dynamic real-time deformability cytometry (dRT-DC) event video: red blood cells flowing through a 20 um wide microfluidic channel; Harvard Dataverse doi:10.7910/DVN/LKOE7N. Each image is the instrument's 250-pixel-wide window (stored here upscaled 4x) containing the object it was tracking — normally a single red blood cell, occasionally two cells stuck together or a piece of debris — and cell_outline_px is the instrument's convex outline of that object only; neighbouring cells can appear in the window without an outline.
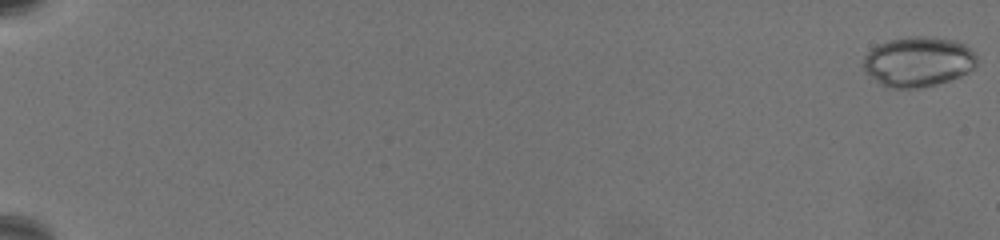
{"species": "common noctule bat (a hibernating species)", "species_latin": "Nyctalus noctula", "temperature_condition": "warm", "stored_images_in_passage": 68, "camera_frame_rate_fps": 3000, "um_per_image_px": 0.085, "animal": {"sex": "female", "body_mass_g": 19.5, "forearm_length_mm": 54.1}, "frame": {"image": 1, "passage_image": 1, "time_ms": 0.0, "image_size_px": [1000, 240], "cell_outline_px": [[976, 64], [968, 72], [960, 76], [936, 84], [920, 88], [888, 88], [880, 84], [864, 72], [864, 56], [872, 48], [888, 40], [912, 36], [928, 36], [956, 40], [964, 44], [976, 52]], "centroid_in_image_um": [78.04, 5.24], "position_along_channel_um": 7.0, "area_um2": 33.23}}
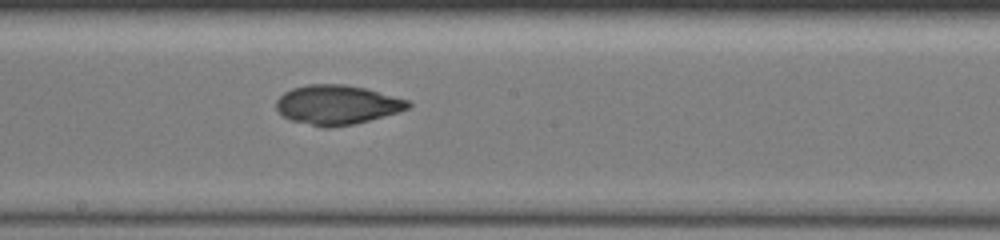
{"frame": {"image": 2, "passage_image": 42, "time_ms": 13.667, "image_size_px": [1000, 240], "cell_outline_px": [[412, 104], [408, 108], [384, 116], [352, 124], [328, 128], [324, 128], [292, 120], [284, 116], [276, 108], [276, 100], [284, 92], [292, 88], [308, 84], [344, 84], [364, 88], [408, 100]], "centroid_in_image_um": [28.62, 8.9], "position_along_channel_um": 219.6, "area_um2": 29.94}}
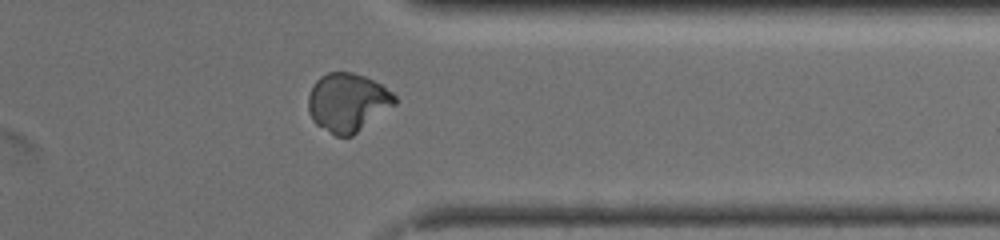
{"frame": {"image": 3, "passage_image": 57, "time_ms": 18.667, "image_size_px": [1000, 240], "cell_outline_px": [[396, 104], [352, 136], [336, 136], [316, 124], [312, 120], [308, 112], [308, 96], [316, 80], [320, 76], [328, 72], [352, 72], [364, 76], [380, 84], [392, 92], [396, 96]], "centroid_in_image_um": [29.54, 8.7], "position_along_channel_um": 381.9, "area_um2": 29.42}}